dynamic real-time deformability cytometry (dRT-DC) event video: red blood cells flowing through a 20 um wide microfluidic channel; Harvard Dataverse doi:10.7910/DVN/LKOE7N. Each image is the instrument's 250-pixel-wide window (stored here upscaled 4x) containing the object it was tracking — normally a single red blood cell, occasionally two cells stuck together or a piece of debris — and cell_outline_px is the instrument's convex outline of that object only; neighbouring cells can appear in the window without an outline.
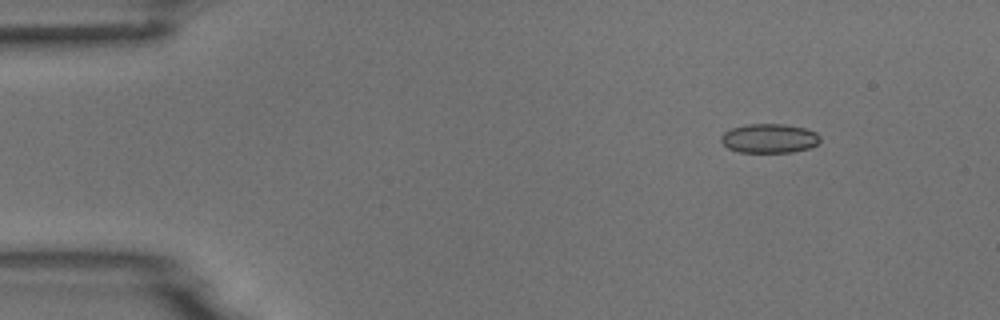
{"species": "common noctule bat (a hibernating species)", "species_latin": "Nyctalus noctula", "temperature_condition": "room temperature", "stored_images_in_passage": 5, "camera_frame_rate_fps": 3000, "um_per_image_px": 0.085, "animal": {"sex": "male", "body_mass_g": 18.8}, "frame": {"image": 1, "passage_image": 2, "time_ms": 0.333, "image_size_px": [1000, 320], "cell_outline_px": [[820, 140], [812, 148], [792, 152], [740, 152], [728, 148], [720, 140], [720, 136], [724, 132], [732, 128], [748, 124], [784, 124], [804, 128], [816, 132], [820, 136]], "centroid_in_image_um": [65.4, 11.76], "position_along_channel_um": 19.6, "area_um2": 16.88}}
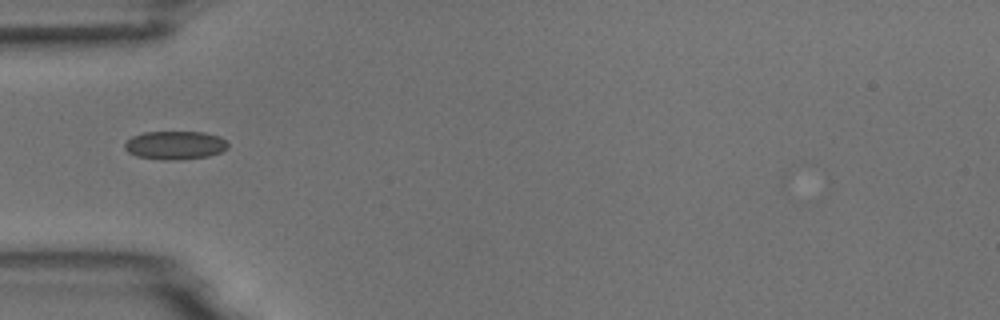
{"frame": {"image": 2, "passage_image": 5, "time_ms": 1.333, "image_size_px": [1000, 320], "cell_outline_px": [[228, 148], [220, 152], [208, 156], [180, 160], [164, 160], [136, 156], [128, 152], [124, 148], [124, 144], [132, 136], [144, 132], [204, 132], [220, 136], [228, 144]], "centroid_in_image_um": [14.88, 12.34], "position_along_channel_um": 70.1, "area_um2": 17.17}}